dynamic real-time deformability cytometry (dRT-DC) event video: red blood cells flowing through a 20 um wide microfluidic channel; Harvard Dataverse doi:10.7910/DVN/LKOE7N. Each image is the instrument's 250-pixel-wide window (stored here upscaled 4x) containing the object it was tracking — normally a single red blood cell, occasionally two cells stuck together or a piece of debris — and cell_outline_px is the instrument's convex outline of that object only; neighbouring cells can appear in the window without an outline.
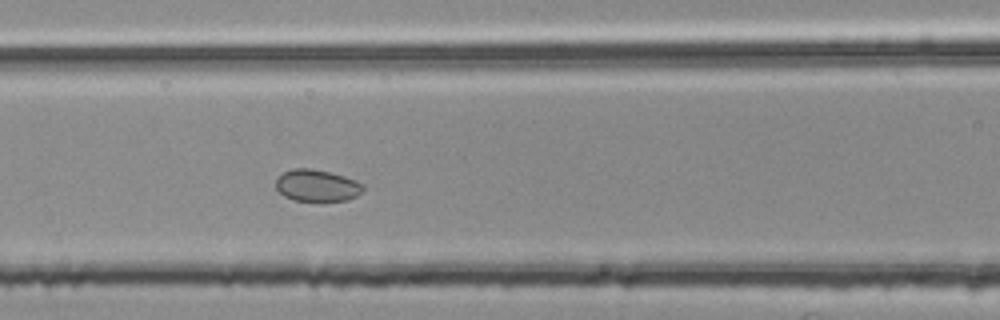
{"species": "common noctule bat (a hibernating species)", "species_latin": "Nyctalus noctula", "temperature_condition": "room temperature", "stored_images_in_passage": 49, "segment_of_instrument_passage": [2, 2], "camera_frame_rate_fps": 3000, "um_per_image_px": 0.085, "animal": {"sex": "female", "body_mass_g": 25.1}, "frame": {"image": 1, "passage_image": 20, "time_ms": 6.333, "image_size_px": [1000, 320], "cell_outline_px": [[364, 188], [356, 196], [348, 200], [292, 200], [284, 196], [276, 188], [276, 180], [284, 172], [292, 168], [312, 168], [344, 176], [356, 180], [364, 184]], "centroid_in_image_um": [26.94, 15.76], "position_along_channel_um": 139.7, "area_um2": 16.01}}
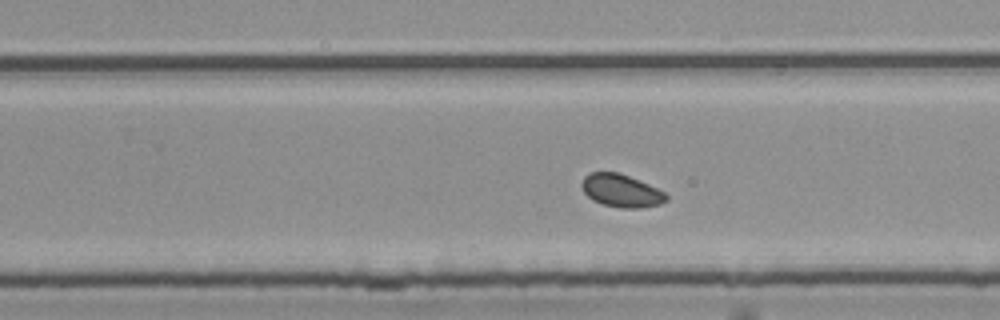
{"frame": {"image": 2, "passage_image": 31, "time_ms": 10.0, "image_size_px": [1000, 320], "cell_outline_px": [[668, 200], [660, 204], [640, 208], [620, 208], [604, 204], [592, 200], [584, 192], [580, 184], [584, 176], [588, 172], [616, 172], [628, 176], [648, 184], [664, 192], [668, 196]], "centroid_in_image_um": [52.78, 16.21], "position_along_channel_um": 277.0, "area_um2": 16.13}}
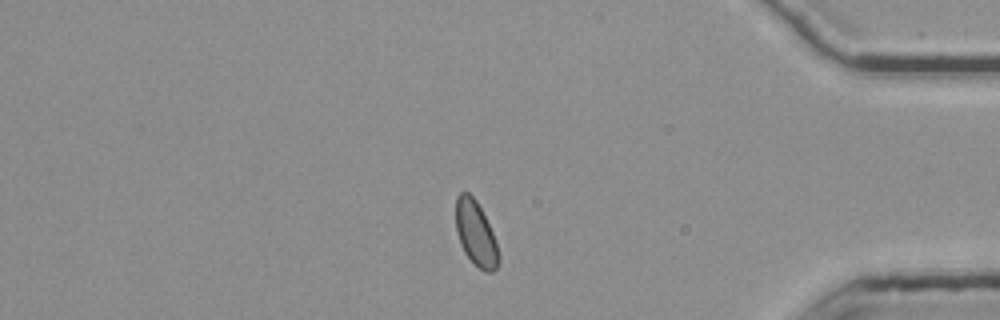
{"frame": {"image": 3, "passage_image": 43, "time_ms": 14.0, "image_size_px": [1000, 320], "cell_outline_px": [[500, 264], [492, 272], [484, 272], [464, 252], [460, 244], [456, 232], [456, 196], [460, 192], [468, 192], [476, 200], [492, 232], [500, 256]], "centroid_in_image_um": [40.43, 19.86], "position_along_channel_um": 394.8, "area_um2": 16.01}}